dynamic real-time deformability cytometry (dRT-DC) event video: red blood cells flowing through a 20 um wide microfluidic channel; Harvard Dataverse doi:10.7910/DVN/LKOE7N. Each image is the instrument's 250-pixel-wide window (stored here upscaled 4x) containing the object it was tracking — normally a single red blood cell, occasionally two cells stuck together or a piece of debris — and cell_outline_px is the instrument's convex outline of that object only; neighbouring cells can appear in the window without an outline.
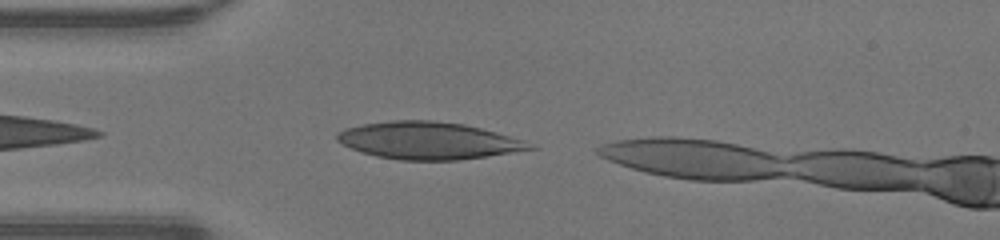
{"species": "human", "species_latin": "Homo sapiens", "temperature_condition": "warm", "stored_images_in_passage": 30, "camera_frame_rate_fps": 3000, "um_per_image_px": 0.085, "donor": {"sex": "male"}, "frame": {"image": 1, "passage_image": 2, "time_ms": 0.333, "image_size_px": [1000, 240], "cell_outline_px": [[540, 148], [460, 160], [400, 160], [376, 156], [360, 152], [336, 140], [336, 132], [344, 128], [364, 124], [392, 120], [432, 120], [464, 124], [496, 132], [524, 140]], "centroid_in_image_um": [36.41, 11.95], "position_along_channel_um": 48.6, "area_um2": 41.85}}
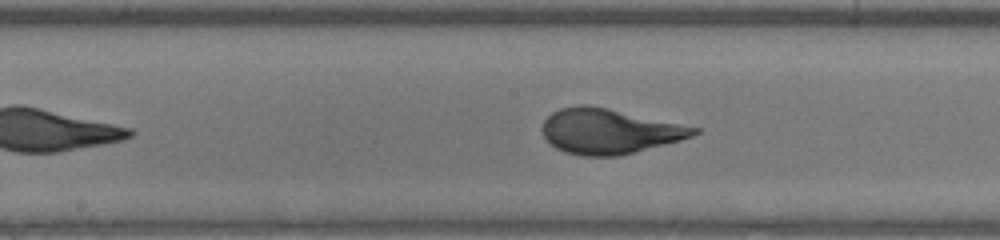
{"frame": {"image": 2, "passage_image": 13, "time_ms": 4.0, "image_size_px": [1000, 240], "cell_outline_px": [[700, 132], [692, 136], [680, 140], [616, 156], [580, 156], [564, 152], [556, 148], [544, 136], [540, 128], [544, 120], [552, 112], [560, 108], [580, 104], [588, 104], [608, 108], [700, 128]], "centroid_in_image_um": [51.73, 11.14], "position_along_channel_um": 196.5, "area_um2": 39.59}}
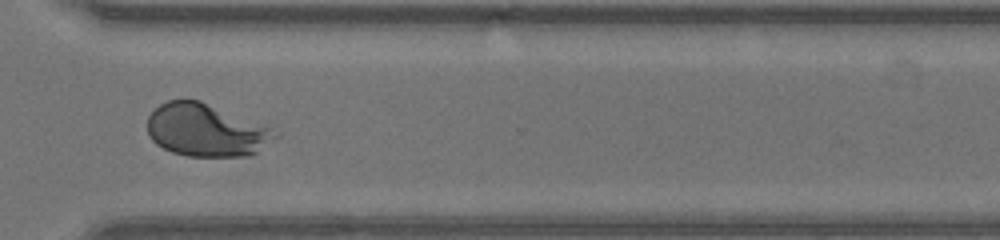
{"frame": {"image": 3, "passage_image": 24, "time_ms": 7.667, "image_size_px": [1000, 240], "cell_outline_px": [[280, 136], [256, 152], [248, 156], [188, 156], [172, 152], [156, 144], [148, 136], [148, 116], [160, 104], [168, 100], [200, 100], [280, 132]], "centroid_in_image_um": [17.5, 11.08], "position_along_channel_um": 353.1, "area_um2": 38.9}, "authors_computed_cell_mechanics": {"area_um2": 39.7086, "velocity_mm_per_s": 4.2999, "shape_relaxation_time_tau1_ms": 4.1018, "shape_relaxation_time_tau2_ms": null, "deformation_change_tau1": 0.2493, "deformation_change_tau2": null}}